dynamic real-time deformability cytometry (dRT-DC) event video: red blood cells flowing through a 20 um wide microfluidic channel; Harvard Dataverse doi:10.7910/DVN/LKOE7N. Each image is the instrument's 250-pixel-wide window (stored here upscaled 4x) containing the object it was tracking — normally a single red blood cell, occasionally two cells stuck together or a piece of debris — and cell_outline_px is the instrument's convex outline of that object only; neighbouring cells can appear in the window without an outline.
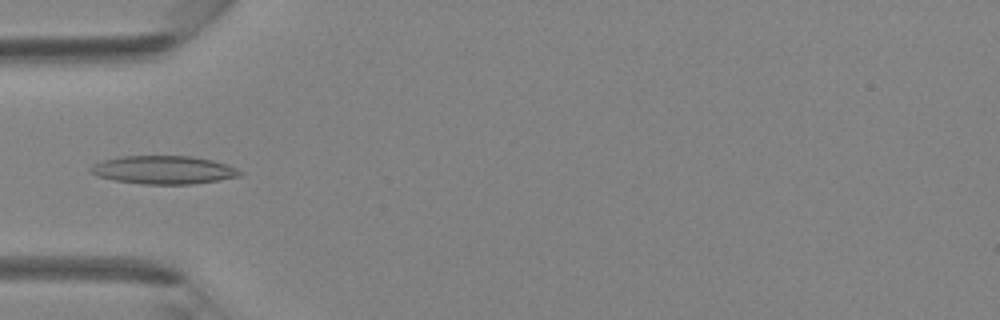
{"species": "Egyptian fruit bat (a non-hibernating species)", "species_latin": "Rousettus aegyptiacus", "temperature_condition": "room temperature", "stored_images_in_passage": 41, "camera_frame_rate_fps": 3000, "um_per_image_px": 0.085, "animal": {"sex": "female"}, "frame": {"image": 1, "passage_image": 13, "time_ms": 4.0, "image_size_px": [1000, 320], "cell_outline_px": [[244, 172], [240, 176], [220, 180], [192, 184], [140, 184], [112, 180], [96, 176], [88, 172], [88, 168], [92, 164], [100, 160], [120, 156], [192, 156], [212, 160], [228, 164]], "centroid_in_image_um": [13.85, 14.44], "position_along_channel_um": 71.1, "area_um2": 25.03}}
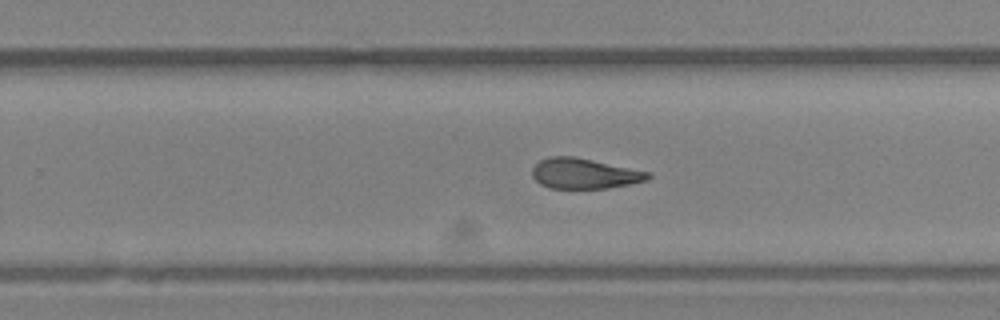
{"frame": {"image": 2, "passage_image": 26, "time_ms": 8.333, "image_size_px": [1000, 320], "cell_outline_px": [[652, 176], [648, 180], [608, 188], [552, 188], [540, 184], [532, 176], [532, 168], [540, 160], [548, 156], [572, 156], [652, 172]], "centroid_in_image_um": [49.68, 14.74], "position_along_channel_um": 280.1, "area_um2": 20.46}}
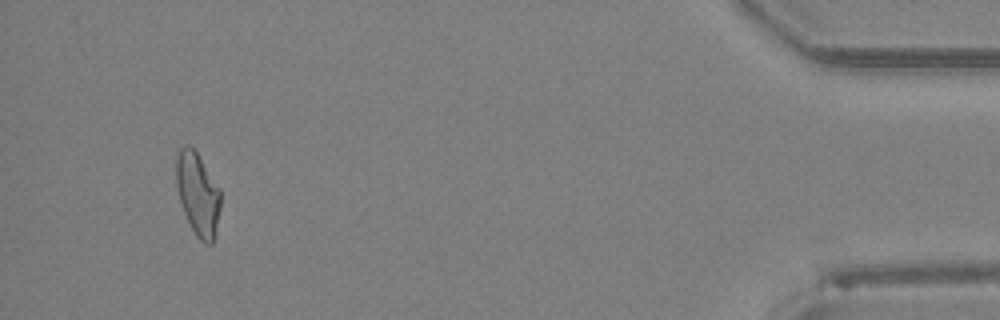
{"frame": {"image": 3, "passage_image": 39, "time_ms": 12.667, "image_size_px": [1000, 320], "cell_outline_px": [[220, 208], [216, 236], [212, 244], [204, 244], [196, 236], [184, 212], [180, 200], [176, 184], [176, 156], [180, 148], [188, 144], [196, 152], [220, 188]], "centroid_in_image_um": [16.83, 16.52], "position_along_channel_um": 418.4, "area_um2": 21.39}}